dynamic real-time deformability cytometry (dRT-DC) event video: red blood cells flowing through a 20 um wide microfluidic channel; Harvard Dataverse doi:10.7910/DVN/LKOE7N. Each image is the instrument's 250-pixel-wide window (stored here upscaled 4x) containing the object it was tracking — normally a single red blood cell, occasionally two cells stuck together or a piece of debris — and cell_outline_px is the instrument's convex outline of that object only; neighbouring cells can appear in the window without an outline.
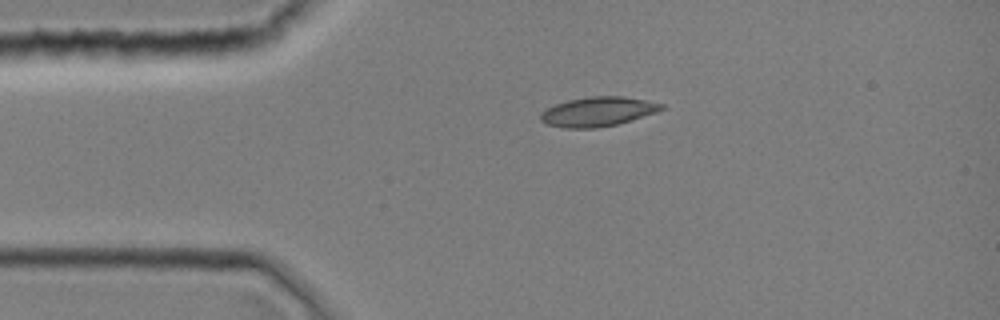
{"species": "common noctule bat (a hibernating species)", "species_latin": "Nyctalus noctula", "temperature_condition": "room temperature", "stored_images_in_passage": 1, "camera_frame_rate_fps": 3000, "um_per_image_px": 0.085, "animal": {"sex": "female", "body_mass_g": 19.0, "forearm_length_mm": 51.5}, "frame": {"image": 1, "passage_image": 1, "time_ms": 0.0, "image_size_px": [1000, 320], "cell_outline_px": [[664, 108], [656, 112], [616, 124], [596, 128], [564, 128], [548, 124], [540, 120], [540, 112], [556, 104], [568, 100], [592, 96], [624, 96], [664, 104]], "centroid_in_image_um": [50.79, 9.48], "position_along_channel_um": 34.2, "area_um2": 20.46}}